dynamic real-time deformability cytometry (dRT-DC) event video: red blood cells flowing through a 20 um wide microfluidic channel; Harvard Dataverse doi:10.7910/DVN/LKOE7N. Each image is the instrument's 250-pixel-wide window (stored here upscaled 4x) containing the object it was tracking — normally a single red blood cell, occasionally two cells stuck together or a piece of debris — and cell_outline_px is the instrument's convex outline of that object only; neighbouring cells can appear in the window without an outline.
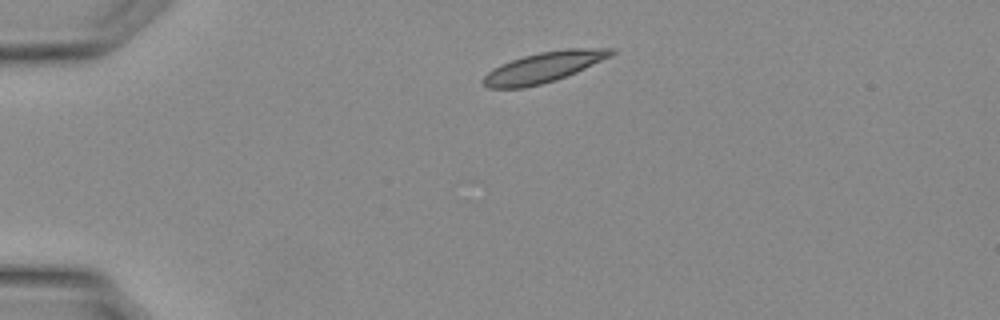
{"species": "Egyptian fruit bat (a non-hibernating species)", "species_latin": "Rousettus aegyptiacus", "temperature_condition": "warm", "stored_images_in_passage": 7, "camera_frame_rate_fps": 3000, "um_per_image_px": 0.085, "animal": {"sex": "female"}, "frame": {"image": 1, "passage_image": 1, "time_ms": 0.0, "image_size_px": [1000, 320], "cell_outline_px": [[616, 52], [612, 56], [576, 72], [556, 80], [524, 88], [488, 88], [480, 80], [492, 68], [500, 64], [524, 56], [540, 52], [564, 48], [616, 48]], "centroid_in_image_um": [46.22, 5.7], "position_along_channel_um": 38.8, "area_um2": 22.77}}
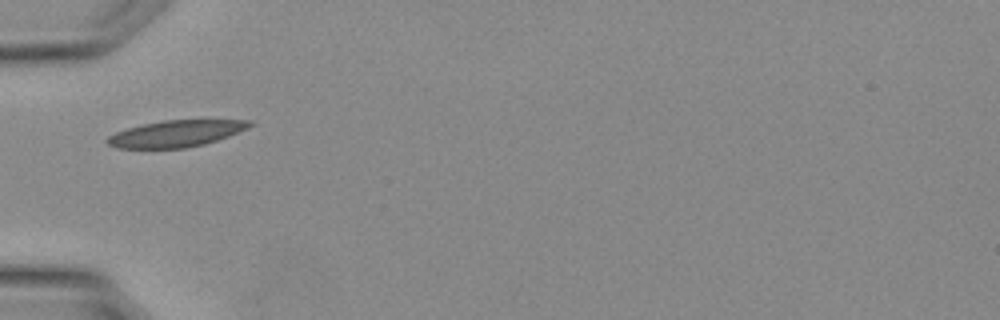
{"frame": {"image": 2, "passage_image": 5, "time_ms": 1.333, "image_size_px": [1000, 320], "cell_outline_px": [[256, 124], [248, 128], [228, 136], [204, 144], [184, 148], [116, 148], [108, 144], [104, 140], [108, 136], [116, 132], [128, 128], [144, 124], [164, 120], [252, 120]], "centroid_in_image_um": [14.97, 11.35], "position_along_channel_um": 70.0, "area_um2": 21.96}}